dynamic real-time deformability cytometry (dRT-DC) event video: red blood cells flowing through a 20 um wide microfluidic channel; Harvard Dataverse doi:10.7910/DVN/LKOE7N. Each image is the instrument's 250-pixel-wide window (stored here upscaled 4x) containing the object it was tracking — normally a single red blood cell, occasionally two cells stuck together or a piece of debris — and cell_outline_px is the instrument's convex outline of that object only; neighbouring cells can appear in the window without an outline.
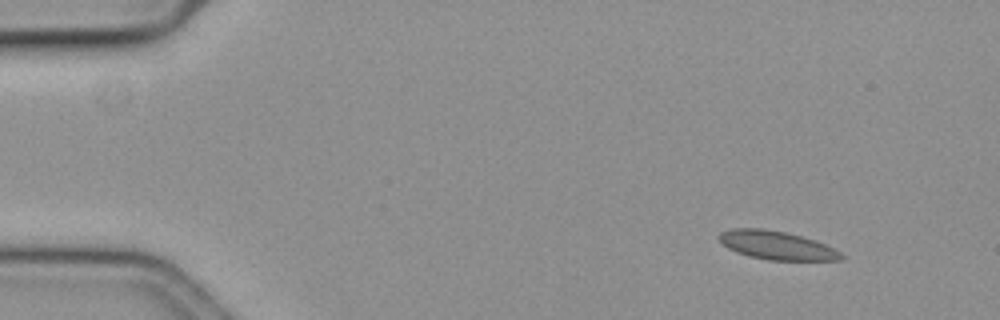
{"species": "common noctule bat (a hibernating species)", "species_latin": "Nyctalus noctula", "temperature_condition": "cold", "stored_images_in_passage": 53, "camera_frame_rate_fps": 3000, "um_per_image_px": 0.085, "animal": {"sex": "female", "body_mass_g": 19.3, "forearm_length_mm": 54.1}, "frame": {"image": 1, "passage_image": 1, "time_ms": 0.0, "image_size_px": [1000, 320], "cell_outline_px": [[844, 260], [768, 260], [748, 256], [736, 252], [728, 248], [716, 236], [720, 232], [728, 228], [764, 228], [784, 232], [816, 240], [840, 252], [844, 256]], "centroid_in_image_um": [65.98, 20.84], "position_along_channel_um": 19.0, "area_um2": 20.35}}
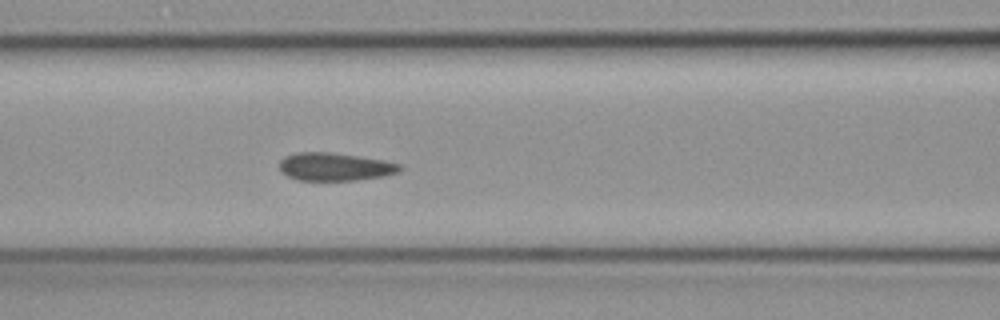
{"frame": {"image": 2, "passage_image": 20, "time_ms": 6.333, "image_size_px": [1000, 320], "cell_outline_px": [[404, 168], [400, 172], [384, 176], [356, 180], [296, 180], [280, 172], [280, 160], [284, 156], [300, 152], [328, 152], [384, 160], [400, 164]], "centroid_in_image_um": [28.48, 14.18], "position_along_channel_um": 138.1, "area_um2": 19.65}}
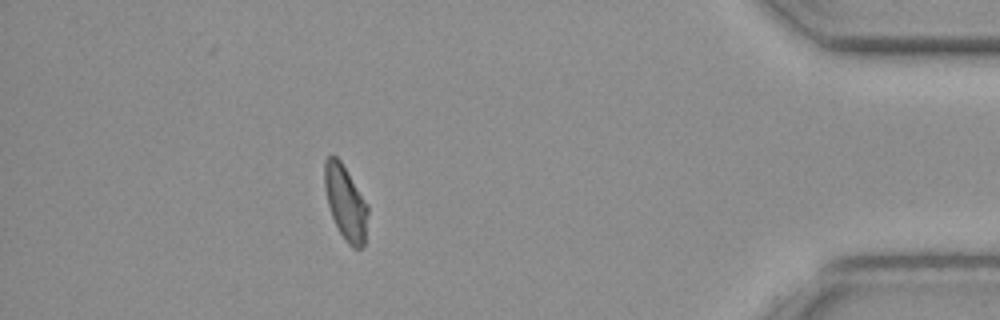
{"frame": {"image": 3, "passage_image": 47, "time_ms": 15.333, "image_size_px": [1000, 320], "cell_outline_px": [[368, 212], [364, 244], [360, 248], [352, 248], [344, 240], [332, 216], [328, 204], [324, 188], [324, 160], [328, 156], [336, 156], [340, 160], [368, 204]], "centroid_in_image_um": [29.36, 17.22], "position_along_channel_um": 405.8, "area_um2": 18.67}, "authors_computed_cell_mechanics": {"area_um2": 20.0566, "velocity_mm_per_s": 3.5417, "shape_relaxation_time_tau1_ms": null, "shape_relaxation_time_tau2_ms": 2.819, "deformation_change_tau1": null, "deformation_change_tau2": 0.0557}}